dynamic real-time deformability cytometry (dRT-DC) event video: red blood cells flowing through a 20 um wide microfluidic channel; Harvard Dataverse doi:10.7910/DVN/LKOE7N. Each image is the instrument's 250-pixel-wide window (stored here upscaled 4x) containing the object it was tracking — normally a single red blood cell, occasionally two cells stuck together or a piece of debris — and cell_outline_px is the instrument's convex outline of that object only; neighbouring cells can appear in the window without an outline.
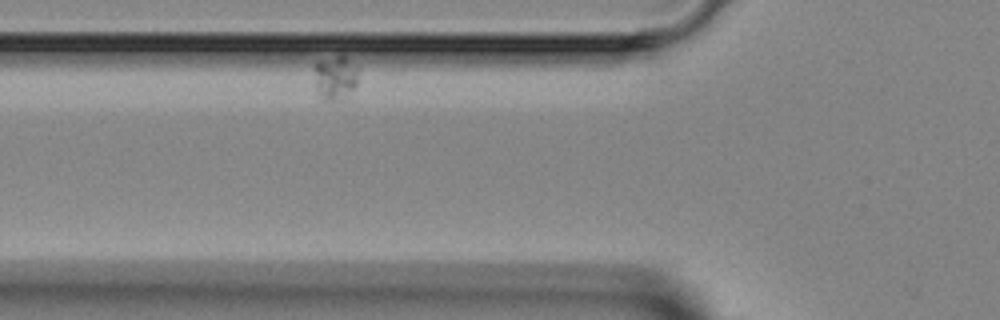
{"species": "Egyptian fruit bat (a non-hibernating species)", "species_latin": "Rousettus aegyptiacus", "temperature_condition": "room temperature", "stored_images_in_passage": 2, "camera_frame_rate_fps": 3000, "um_per_image_px": 0.085, "animal": {"sex": "female"}, "frame": {"image": 1, "passage_image": 2, "time_ms": 1.0, "image_size_px": [1000, 320], "cell_outline_px": [[356, 84], [352, 88], [336, 100], [324, 100], [316, 92], [312, 68], [320, 60], [336, 56], [344, 56], [356, 68]], "centroid_in_image_um": [28.39, 6.58], "position_along_channel_um": 97.4, "area_um2": 10.87}}